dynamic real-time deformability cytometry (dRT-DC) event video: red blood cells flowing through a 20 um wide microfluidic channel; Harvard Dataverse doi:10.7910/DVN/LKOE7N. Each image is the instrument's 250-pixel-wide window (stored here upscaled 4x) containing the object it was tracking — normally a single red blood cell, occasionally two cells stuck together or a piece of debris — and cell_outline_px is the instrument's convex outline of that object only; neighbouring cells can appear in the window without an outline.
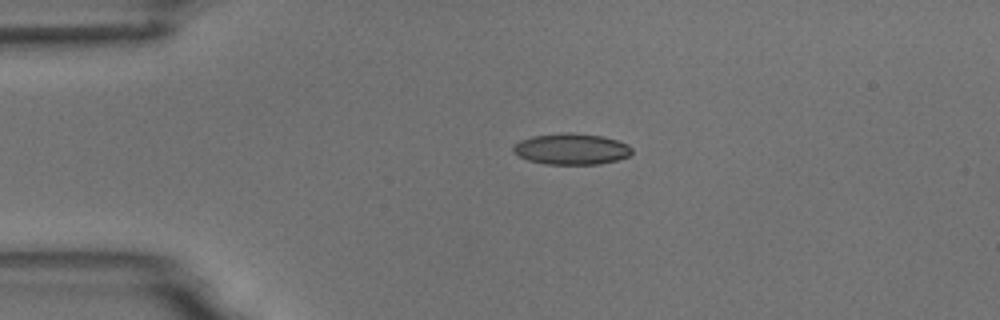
{"species": "common noctule bat (a hibernating species)", "species_latin": "Nyctalus noctula", "temperature_condition": "room temperature", "stored_images_in_passage": 2, "camera_frame_rate_fps": 3000, "um_per_image_px": 0.085, "animal": {"sex": "male", "body_mass_g": 18.8}, "frame": {"image": 1, "passage_image": 1, "time_ms": 0.0, "image_size_px": [1000, 320], "cell_outline_px": [[632, 152], [628, 156], [616, 160], [600, 164], [544, 164], [528, 160], [512, 152], [512, 148], [520, 140], [532, 136], [564, 132], [568, 132], [604, 136], [628, 144], [632, 148]], "centroid_in_image_um": [48.56, 12.66], "position_along_channel_um": 36.4, "area_um2": 21.56}}